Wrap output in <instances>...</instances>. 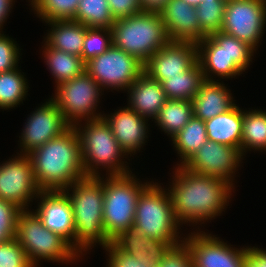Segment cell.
<instances>
[{"label":"cell","mask_w":266,"mask_h":267,"mask_svg":"<svg viewBox=\"0 0 266 267\" xmlns=\"http://www.w3.org/2000/svg\"><path fill=\"white\" fill-rule=\"evenodd\" d=\"M174 172L167 190L180 224H203L220 216L228 206L234 188L225 180L197 174L183 166L176 167Z\"/></svg>","instance_id":"obj_1"},{"label":"cell","mask_w":266,"mask_h":267,"mask_svg":"<svg viewBox=\"0 0 266 267\" xmlns=\"http://www.w3.org/2000/svg\"><path fill=\"white\" fill-rule=\"evenodd\" d=\"M41 191H63L87 177L82 162L80 139L74 127L27 154Z\"/></svg>","instance_id":"obj_2"},{"label":"cell","mask_w":266,"mask_h":267,"mask_svg":"<svg viewBox=\"0 0 266 267\" xmlns=\"http://www.w3.org/2000/svg\"><path fill=\"white\" fill-rule=\"evenodd\" d=\"M63 192L72 206L75 250L82 256L84 251L86 253L96 243L105 247L111 240L105 235L103 226V178L85 177Z\"/></svg>","instance_id":"obj_3"},{"label":"cell","mask_w":266,"mask_h":267,"mask_svg":"<svg viewBox=\"0 0 266 267\" xmlns=\"http://www.w3.org/2000/svg\"><path fill=\"white\" fill-rule=\"evenodd\" d=\"M84 124L77 123L74 128L80 139L82 162L87 177H100L97 169L102 167L104 170L107 169L106 176L126 175L132 172L127 168L129 166H126L128 162L122 161L128 157L117 143L104 117L87 120Z\"/></svg>","instance_id":"obj_4"},{"label":"cell","mask_w":266,"mask_h":267,"mask_svg":"<svg viewBox=\"0 0 266 267\" xmlns=\"http://www.w3.org/2000/svg\"><path fill=\"white\" fill-rule=\"evenodd\" d=\"M196 46L197 61L206 81H215L212 74L220 79L241 75L249 67L255 52L247 43L223 31L205 37Z\"/></svg>","instance_id":"obj_5"},{"label":"cell","mask_w":266,"mask_h":267,"mask_svg":"<svg viewBox=\"0 0 266 267\" xmlns=\"http://www.w3.org/2000/svg\"><path fill=\"white\" fill-rule=\"evenodd\" d=\"M113 45L145 63L170 40L159 12L118 18L111 27Z\"/></svg>","instance_id":"obj_6"},{"label":"cell","mask_w":266,"mask_h":267,"mask_svg":"<svg viewBox=\"0 0 266 267\" xmlns=\"http://www.w3.org/2000/svg\"><path fill=\"white\" fill-rule=\"evenodd\" d=\"M180 225L169 192L151 181L137 199L133 227L152 239L164 240L174 247L184 241L179 236Z\"/></svg>","instance_id":"obj_7"},{"label":"cell","mask_w":266,"mask_h":267,"mask_svg":"<svg viewBox=\"0 0 266 267\" xmlns=\"http://www.w3.org/2000/svg\"><path fill=\"white\" fill-rule=\"evenodd\" d=\"M15 239L23 247L29 262L34 267L39 265L41 259L67 264L81 258L80 254L62 236L46 228L34 211L22 210L20 212Z\"/></svg>","instance_id":"obj_8"},{"label":"cell","mask_w":266,"mask_h":267,"mask_svg":"<svg viewBox=\"0 0 266 267\" xmlns=\"http://www.w3.org/2000/svg\"><path fill=\"white\" fill-rule=\"evenodd\" d=\"M102 177L103 226L105 235L112 241L121 232L133 228L137 199L150 183L138 181L132 172Z\"/></svg>","instance_id":"obj_9"},{"label":"cell","mask_w":266,"mask_h":267,"mask_svg":"<svg viewBox=\"0 0 266 267\" xmlns=\"http://www.w3.org/2000/svg\"><path fill=\"white\" fill-rule=\"evenodd\" d=\"M55 87V96L51 99L71 127L83 121L103 117L101 113L96 112L103 90L85 70L77 77Z\"/></svg>","instance_id":"obj_10"},{"label":"cell","mask_w":266,"mask_h":267,"mask_svg":"<svg viewBox=\"0 0 266 267\" xmlns=\"http://www.w3.org/2000/svg\"><path fill=\"white\" fill-rule=\"evenodd\" d=\"M85 71L103 91L110 88L126 91L144 72V63L112 45L106 52L86 62Z\"/></svg>","instance_id":"obj_11"},{"label":"cell","mask_w":266,"mask_h":267,"mask_svg":"<svg viewBox=\"0 0 266 267\" xmlns=\"http://www.w3.org/2000/svg\"><path fill=\"white\" fill-rule=\"evenodd\" d=\"M265 25L266 0H232L226 2L221 31L247 43L255 51L258 50Z\"/></svg>","instance_id":"obj_12"},{"label":"cell","mask_w":266,"mask_h":267,"mask_svg":"<svg viewBox=\"0 0 266 267\" xmlns=\"http://www.w3.org/2000/svg\"><path fill=\"white\" fill-rule=\"evenodd\" d=\"M17 155L0 164V198L29 210L30 202L41 190L35 181L30 157Z\"/></svg>","instance_id":"obj_13"},{"label":"cell","mask_w":266,"mask_h":267,"mask_svg":"<svg viewBox=\"0 0 266 267\" xmlns=\"http://www.w3.org/2000/svg\"><path fill=\"white\" fill-rule=\"evenodd\" d=\"M197 230L184 239L194 267H246L248 247L233 248L219 237Z\"/></svg>","instance_id":"obj_14"},{"label":"cell","mask_w":266,"mask_h":267,"mask_svg":"<svg viewBox=\"0 0 266 267\" xmlns=\"http://www.w3.org/2000/svg\"><path fill=\"white\" fill-rule=\"evenodd\" d=\"M243 158L240 149L207 140L183 167L197 174L225 180L234 187V175Z\"/></svg>","instance_id":"obj_15"},{"label":"cell","mask_w":266,"mask_h":267,"mask_svg":"<svg viewBox=\"0 0 266 267\" xmlns=\"http://www.w3.org/2000/svg\"><path fill=\"white\" fill-rule=\"evenodd\" d=\"M71 126L65 121L61 110L49 98L29 115L22 129L20 154H28L51 139L59 137Z\"/></svg>","instance_id":"obj_16"},{"label":"cell","mask_w":266,"mask_h":267,"mask_svg":"<svg viewBox=\"0 0 266 267\" xmlns=\"http://www.w3.org/2000/svg\"><path fill=\"white\" fill-rule=\"evenodd\" d=\"M196 62V43L169 41L144 63V72L161 83L166 76H180Z\"/></svg>","instance_id":"obj_17"},{"label":"cell","mask_w":266,"mask_h":267,"mask_svg":"<svg viewBox=\"0 0 266 267\" xmlns=\"http://www.w3.org/2000/svg\"><path fill=\"white\" fill-rule=\"evenodd\" d=\"M38 207L33 210L43 225L62 236L75 249V225L72 206L63 191H41Z\"/></svg>","instance_id":"obj_18"},{"label":"cell","mask_w":266,"mask_h":267,"mask_svg":"<svg viewBox=\"0 0 266 267\" xmlns=\"http://www.w3.org/2000/svg\"><path fill=\"white\" fill-rule=\"evenodd\" d=\"M112 129V133L121 149L128 154L140 151L148 138V119L140 116L131 108L123 107L111 115H104Z\"/></svg>","instance_id":"obj_19"},{"label":"cell","mask_w":266,"mask_h":267,"mask_svg":"<svg viewBox=\"0 0 266 267\" xmlns=\"http://www.w3.org/2000/svg\"><path fill=\"white\" fill-rule=\"evenodd\" d=\"M159 13L170 41H201L196 6L184 0H168Z\"/></svg>","instance_id":"obj_20"},{"label":"cell","mask_w":266,"mask_h":267,"mask_svg":"<svg viewBox=\"0 0 266 267\" xmlns=\"http://www.w3.org/2000/svg\"><path fill=\"white\" fill-rule=\"evenodd\" d=\"M128 107L140 116L155 119L167 98L160 82L143 72L127 89Z\"/></svg>","instance_id":"obj_21"},{"label":"cell","mask_w":266,"mask_h":267,"mask_svg":"<svg viewBox=\"0 0 266 267\" xmlns=\"http://www.w3.org/2000/svg\"><path fill=\"white\" fill-rule=\"evenodd\" d=\"M216 81H204L195 97L191 100L193 116L206 121L216 115L226 113L236 104L231 91L225 84Z\"/></svg>","instance_id":"obj_22"},{"label":"cell","mask_w":266,"mask_h":267,"mask_svg":"<svg viewBox=\"0 0 266 267\" xmlns=\"http://www.w3.org/2000/svg\"><path fill=\"white\" fill-rule=\"evenodd\" d=\"M243 114L244 110L236 104L226 113L204 121L207 139L241 150Z\"/></svg>","instance_id":"obj_23"},{"label":"cell","mask_w":266,"mask_h":267,"mask_svg":"<svg viewBox=\"0 0 266 267\" xmlns=\"http://www.w3.org/2000/svg\"><path fill=\"white\" fill-rule=\"evenodd\" d=\"M122 251L136 259L148 257L151 262H158L171 247L164 240L152 239L134 227L121 232L112 240Z\"/></svg>","instance_id":"obj_24"},{"label":"cell","mask_w":266,"mask_h":267,"mask_svg":"<svg viewBox=\"0 0 266 267\" xmlns=\"http://www.w3.org/2000/svg\"><path fill=\"white\" fill-rule=\"evenodd\" d=\"M45 23L51 25L44 38L49 47L81 57L87 26L74 20H53Z\"/></svg>","instance_id":"obj_25"},{"label":"cell","mask_w":266,"mask_h":267,"mask_svg":"<svg viewBox=\"0 0 266 267\" xmlns=\"http://www.w3.org/2000/svg\"><path fill=\"white\" fill-rule=\"evenodd\" d=\"M44 46V62L52 77L54 76L56 85L77 77L85 70V63L81 57L49 47L45 42Z\"/></svg>","instance_id":"obj_26"},{"label":"cell","mask_w":266,"mask_h":267,"mask_svg":"<svg viewBox=\"0 0 266 267\" xmlns=\"http://www.w3.org/2000/svg\"><path fill=\"white\" fill-rule=\"evenodd\" d=\"M204 81L203 72L197 61L180 76H166L161 85L167 99L191 101Z\"/></svg>","instance_id":"obj_27"},{"label":"cell","mask_w":266,"mask_h":267,"mask_svg":"<svg viewBox=\"0 0 266 267\" xmlns=\"http://www.w3.org/2000/svg\"><path fill=\"white\" fill-rule=\"evenodd\" d=\"M171 140L181 158L177 165L183 166L208 140L204 121L193 116Z\"/></svg>","instance_id":"obj_28"},{"label":"cell","mask_w":266,"mask_h":267,"mask_svg":"<svg viewBox=\"0 0 266 267\" xmlns=\"http://www.w3.org/2000/svg\"><path fill=\"white\" fill-rule=\"evenodd\" d=\"M193 117L191 101L167 99L154 119L162 131L171 138L175 136Z\"/></svg>","instance_id":"obj_29"},{"label":"cell","mask_w":266,"mask_h":267,"mask_svg":"<svg viewBox=\"0 0 266 267\" xmlns=\"http://www.w3.org/2000/svg\"><path fill=\"white\" fill-rule=\"evenodd\" d=\"M251 150L266 151V111H244L242 122L241 153Z\"/></svg>","instance_id":"obj_30"},{"label":"cell","mask_w":266,"mask_h":267,"mask_svg":"<svg viewBox=\"0 0 266 267\" xmlns=\"http://www.w3.org/2000/svg\"><path fill=\"white\" fill-rule=\"evenodd\" d=\"M18 68L0 72V109L17 107L28 92V82Z\"/></svg>","instance_id":"obj_31"},{"label":"cell","mask_w":266,"mask_h":267,"mask_svg":"<svg viewBox=\"0 0 266 267\" xmlns=\"http://www.w3.org/2000/svg\"><path fill=\"white\" fill-rule=\"evenodd\" d=\"M74 21L87 27L111 29L116 19L107 0H79Z\"/></svg>","instance_id":"obj_32"},{"label":"cell","mask_w":266,"mask_h":267,"mask_svg":"<svg viewBox=\"0 0 266 267\" xmlns=\"http://www.w3.org/2000/svg\"><path fill=\"white\" fill-rule=\"evenodd\" d=\"M79 0H33L31 7L42 21L74 20Z\"/></svg>","instance_id":"obj_33"},{"label":"cell","mask_w":266,"mask_h":267,"mask_svg":"<svg viewBox=\"0 0 266 267\" xmlns=\"http://www.w3.org/2000/svg\"><path fill=\"white\" fill-rule=\"evenodd\" d=\"M226 2L224 0H204L196 6L198 22L201 28V41L223 26Z\"/></svg>","instance_id":"obj_34"},{"label":"cell","mask_w":266,"mask_h":267,"mask_svg":"<svg viewBox=\"0 0 266 267\" xmlns=\"http://www.w3.org/2000/svg\"><path fill=\"white\" fill-rule=\"evenodd\" d=\"M113 45L112 32L108 28L87 27L81 58L84 63L106 52Z\"/></svg>","instance_id":"obj_35"},{"label":"cell","mask_w":266,"mask_h":267,"mask_svg":"<svg viewBox=\"0 0 266 267\" xmlns=\"http://www.w3.org/2000/svg\"><path fill=\"white\" fill-rule=\"evenodd\" d=\"M0 267H34L20 243L15 239L0 243Z\"/></svg>","instance_id":"obj_36"},{"label":"cell","mask_w":266,"mask_h":267,"mask_svg":"<svg viewBox=\"0 0 266 267\" xmlns=\"http://www.w3.org/2000/svg\"><path fill=\"white\" fill-rule=\"evenodd\" d=\"M103 249L109 253L108 267H157V263L151 262L148 257L136 259L133 255L122 251L113 241Z\"/></svg>","instance_id":"obj_37"},{"label":"cell","mask_w":266,"mask_h":267,"mask_svg":"<svg viewBox=\"0 0 266 267\" xmlns=\"http://www.w3.org/2000/svg\"><path fill=\"white\" fill-rule=\"evenodd\" d=\"M20 209L15 204L0 198V243L15 238Z\"/></svg>","instance_id":"obj_38"},{"label":"cell","mask_w":266,"mask_h":267,"mask_svg":"<svg viewBox=\"0 0 266 267\" xmlns=\"http://www.w3.org/2000/svg\"><path fill=\"white\" fill-rule=\"evenodd\" d=\"M14 39L0 32V72L18 68L20 48Z\"/></svg>","instance_id":"obj_39"},{"label":"cell","mask_w":266,"mask_h":267,"mask_svg":"<svg viewBox=\"0 0 266 267\" xmlns=\"http://www.w3.org/2000/svg\"><path fill=\"white\" fill-rule=\"evenodd\" d=\"M157 267H194L189 248L184 242L170 247L158 262Z\"/></svg>","instance_id":"obj_40"},{"label":"cell","mask_w":266,"mask_h":267,"mask_svg":"<svg viewBox=\"0 0 266 267\" xmlns=\"http://www.w3.org/2000/svg\"><path fill=\"white\" fill-rule=\"evenodd\" d=\"M115 19L129 17L142 11L139 0H107Z\"/></svg>","instance_id":"obj_41"},{"label":"cell","mask_w":266,"mask_h":267,"mask_svg":"<svg viewBox=\"0 0 266 267\" xmlns=\"http://www.w3.org/2000/svg\"><path fill=\"white\" fill-rule=\"evenodd\" d=\"M246 267H266V250L248 246Z\"/></svg>","instance_id":"obj_42"},{"label":"cell","mask_w":266,"mask_h":267,"mask_svg":"<svg viewBox=\"0 0 266 267\" xmlns=\"http://www.w3.org/2000/svg\"><path fill=\"white\" fill-rule=\"evenodd\" d=\"M168 0H139L142 10L159 12Z\"/></svg>","instance_id":"obj_43"},{"label":"cell","mask_w":266,"mask_h":267,"mask_svg":"<svg viewBox=\"0 0 266 267\" xmlns=\"http://www.w3.org/2000/svg\"><path fill=\"white\" fill-rule=\"evenodd\" d=\"M14 0H0V32H2V27L11 13Z\"/></svg>","instance_id":"obj_44"},{"label":"cell","mask_w":266,"mask_h":267,"mask_svg":"<svg viewBox=\"0 0 266 267\" xmlns=\"http://www.w3.org/2000/svg\"><path fill=\"white\" fill-rule=\"evenodd\" d=\"M187 4L193 5V6H197L198 4H200L201 2H203L204 0H184Z\"/></svg>","instance_id":"obj_45"}]
</instances>
